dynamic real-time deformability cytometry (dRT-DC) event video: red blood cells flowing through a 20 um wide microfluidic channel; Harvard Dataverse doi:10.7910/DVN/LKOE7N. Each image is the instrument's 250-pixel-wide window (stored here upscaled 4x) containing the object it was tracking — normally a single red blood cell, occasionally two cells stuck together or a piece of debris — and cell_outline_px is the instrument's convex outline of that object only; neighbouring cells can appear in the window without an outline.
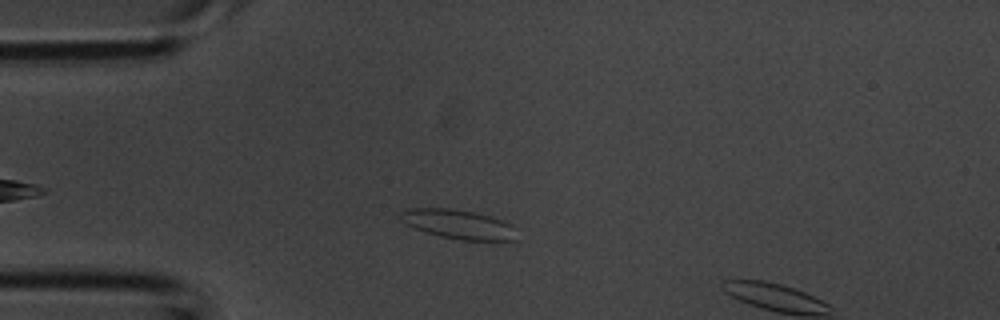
{"species": "common noctule bat (a hibernating species)", "species_latin": "Nyctalus noctula", "temperature_condition": "room temperature", "stored_images_in_passage": 2, "segment_of_instrument_passage": [1, 2], "camera_frame_rate_fps": 3000, "um_per_image_px": 0.085, "animal": {"sex": "male", "body_mass_g": 20.1, "forearm_length_mm": 53.5}, "frame": {"image": 1, "passage_image": 1, "time_ms": 0.0, "image_size_px": [1000, 320], "cell_outline_px": [[520, 240], [460, 240], [440, 236], [424, 232], [412, 228], [404, 224], [400, 220], [400, 212], [408, 208], [452, 208], [476, 212], [492, 216], [504, 220], [512, 224], [516, 228]], "centroid_in_image_um": [39.0, 19.06], "position_along_channel_um": 46.0, "area_um2": 20.46}}